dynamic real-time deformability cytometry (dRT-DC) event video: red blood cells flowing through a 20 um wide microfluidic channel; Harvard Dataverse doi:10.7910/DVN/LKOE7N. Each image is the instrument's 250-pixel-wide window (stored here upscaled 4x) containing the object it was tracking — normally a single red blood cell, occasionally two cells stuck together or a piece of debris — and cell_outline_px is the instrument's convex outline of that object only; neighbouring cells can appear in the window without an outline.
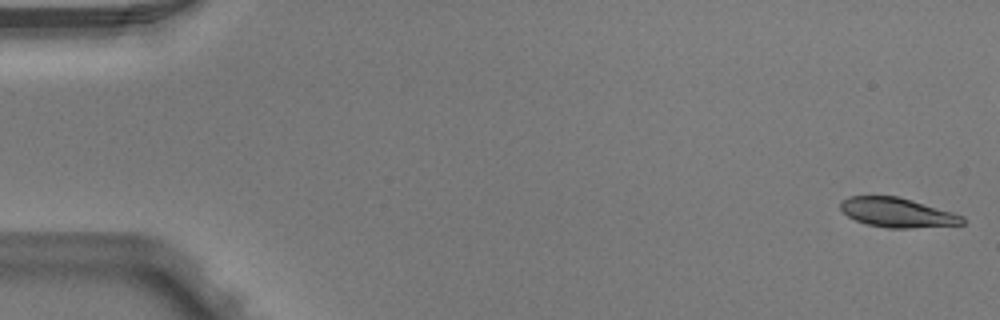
{"species": "Egyptian fruit bat (a non-hibernating species)", "species_latin": "Rousettus aegyptiacus", "temperature_condition": "warm", "stored_images_in_passage": 5, "camera_frame_rate_fps": 3000, "um_per_image_px": 0.085, "animal": {"sex": "male"}, "frame": {"image": 1, "passage_image": 1, "time_ms": 0.0, "image_size_px": [1000, 320], "cell_outline_px": [[964, 224], [908, 228], [888, 228], [868, 224], [856, 220], [848, 216], [840, 208], [840, 200], [848, 196], [896, 196], [912, 200], [952, 212], [964, 216]], "centroid_in_image_um": [76.25, 18.06], "position_along_channel_um": 8.8, "area_um2": 20.75}}